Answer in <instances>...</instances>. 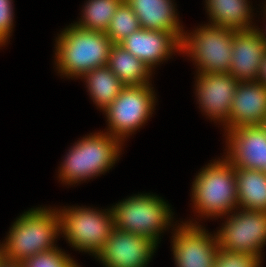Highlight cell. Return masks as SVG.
<instances>
[{"instance_id": "obj_14", "label": "cell", "mask_w": 266, "mask_h": 267, "mask_svg": "<svg viewBox=\"0 0 266 267\" xmlns=\"http://www.w3.org/2000/svg\"><path fill=\"white\" fill-rule=\"evenodd\" d=\"M119 45L143 61L154 72L173 54L181 53V40L170 32L140 29L124 38Z\"/></svg>"}, {"instance_id": "obj_28", "label": "cell", "mask_w": 266, "mask_h": 267, "mask_svg": "<svg viewBox=\"0 0 266 267\" xmlns=\"http://www.w3.org/2000/svg\"><path fill=\"white\" fill-rule=\"evenodd\" d=\"M263 6H264L263 7L264 8L263 14H265V15H263V17H265V19H266V3ZM255 28L259 32L260 37L266 42V26H265V31H264V29H260L258 26H255Z\"/></svg>"}, {"instance_id": "obj_22", "label": "cell", "mask_w": 266, "mask_h": 267, "mask_svg": "<svg viewBox=\"0 0 266 267\" xmlns=\"http://www.w3.org/2000/svg\"><path fill=\"white\" fill-rule=\"evenodd\" d=\"M124 0H86L79 21L73 24L90 31L106 32L113 15Z\"/></svg>"}, {"instance_id": "obj_12", "label": "cell", "mask_w": 266, "mask_h": 267, "mask_svg": "<svg viewBox=\"0 0 266 267\" xmlns=\"http://www.w3.org/2000/svg\"><path fill=\"white\" fill-rule=\"evenodd\" d=\"M157 247L148 238L115 228L95 259L103 267H147Z\"/></svg>"}, {"instance_id": "obj_19", "label": "cell", "mask_w": 266, "mask_h": 267, "mask_svg": "<svg viewBox=\"0 0 266 267\" xmlns=\"http://www.w3.org/2000/svg\"><path fill=\"white\" fill-rule=\"evenodd\" d=\"M107 66L124 86L151 84L153 72L119 44H113L108 56Z\"/></svg>"}, {"instance_id": "obj_13", "label": "cell", "mask_w": 266, "mask_h": 267, "mask_svg": "<svg viewBox=\"0 0 266 267\" xmlns=\"http://www.w3.org/2000/svg\"><path fill=\"white\" fill-rule=\"evenodd\" d=\"M224 134V157L234 167L266 172V130L261 125L238 127Z\"/></svg>"}, {"instance_id": "obj_10", "label": "cell", "mask_w": 266, "mask_h": 267, "mask_svg": "<svg viewBox=\"0 0 266 267\" xmlns=\"http://www.w3.org/2000/svg\"><path fill=\"white\" fill-rule=\"evenodd\" d=\"M195 221V222H194ZM172 230V254L176 267H213L218 253L215 233L196 220L180 221Z\"/></svg>"}, {"instance_id": "obj_9", "label": "cell", "mask_w": 266, "mask_h": 267, "mask_svg": "<svg viewBox=\"0 0 266 267\" xmlns=\"http://www.w3.org/2000/svg\"><path fill=\"white\" fill-rule=\"evenodd\" d=\"M230 214L221 217H226V220L215 232L218 247L263 258L262 249L266 245V211L237 208Z\"/></svg>"}, {"instance_id": "obj_20", "label": "cell", "mask_w": 266, "mask_h": 267, "mask_svg": "<svg viewBox=\"0 0 266 267\" xmlns=\"http://www.w3.org/2000/svg\"><path fill=\"white\" fill-rule=\"evenodd\" d=\"M237 183L238 208L266 211V172L234 167Z\"/></svg>"}, {"instance_id": "obj_7", "label": "cell", "mask_w": 266, "mask_h": 267, "mask_svg": "<svg viewBox=\"0 0 266 267\" xmlns=\"http://www.w3.org/2000/svg\"><path fill=\"white\" fill-rule=\"evenodd\" d=\"M232 40L233 30L204 24L183 33L181 54L191 58L196 73H229Z\"/></svg>"}, {"instance_id": "obj_24", "label": "cell", "mask_w": 266, "mask_h": 267, "mask_svg": "<svg viewBox=\"0 0 266 267\" xmlns=\"http://www.w3.org/2000/svg\"><path fill=\"white\" fill-rule=\"evenodd\" d=\"M23 267H81L60 247L38 253L22 262Z\"/></svg>"}, {"instance_id": "obj_11", "label": "cell", "mask_w": 266, "mask_h": 267, "mask_svg": "<svg viewBox=\"0 0 266 267\" xmlns=\"http://www.w3.org/2000/svg\"><path fill=\"white\" fill-rule=\"evenodd\" d=\"M195 96L199 109L210 121L224 128L230 119V109L238 81L229 73H197ZM221 123V124H220Z\"/></svg>"}, {"instance_id": "obj_18", "label": "cell", "mask_w": 266, "mask_h": 267, "mask_svg": "<svg viewBox=\"0 0 266 267\" xmlns=\"http://www.w3.org/2000/svg\"><path fill=\"white\" fill-rule=\"evenodd\" d=\"M205 10L210 25L233 31H246L255 28L253 11L248 0H205ZM252 13V14H251Z\"/></svg>"}, {"instance_id": "obj_31", "label": "cell", "mask_w": 266, "mask_h": 267, "mask_svg": "<svg viewBox=\"0 0 266 267\" xmlns=\"http://www.w3.org/2000/svg\"><path fill=\"white\" fill-rule=\"evenodd\" d=\"M261 126L266 130V118H265L264 122L261 124Z\"/></svg>"}, {"instance_id": "obj_21", "label": "cell", "mask_w": 266, "mask_h": 267, "mask_svg": "<svg viewBox=\"0 0 266 267\" xmlns=\"http://www.w3.org/2000/svg\"><path fill=\"white\" fill-rule=\"evenodd\" d=\"M80 79L86 82L91 100L101 111L116 99L124 87L107 65L90 70Z\"/></svg>"}, {"instance_id": "obj_6", "label": "cell", "mask_w": 266, "mask_h": 267, "mask_svg": "<svg viewBox=\"0 0 266 267\" xmlns=\"http://www.w3.org/2000/svg\"><path fill=\"white\" fill-rule=\"evenodd\" d=\"M63 238L73 249L95 257L115 229L111 208L94 209L87 206L57 208Z\"/></svg>"}, {"instance_id": "obj_15", "label": "cell", "mask_w": 266, "mask_h": 267, "mask_svg": "<svg viewBox=\"0 0 266 267\" xmlns=\"http://www.w3.org/2000/svg\"><path fill=\"white\" fill-rule=\"evenodd\" d=\"M265 55L266 42L256 28L233 31L229 74L238 82L258 81Z\"/></svg>"}, {"instance_id": "obj_3", "label": "cell", "mask_w": 266, "mask_h": 267, "mask_svg": "<svg viewBox=\"0 0 266 267\" xmlns=\"http://www.w3.org/2000/svg\"><path fill=\"white\" fill-rule=\"evenodd\" d=\"M124 143L104 131L87 134L74 142L58 167V178L65 185L104 175L116 164Z\"/></svg>"}, {"instance_id": "obj_30", "label": "cell", "mask_w": 266, "mask_h": 267, "mask_svg": "<svg viewBox=\"0 0 266 267\" xmlns=\"http://www.w3.org/2000/svg\"><path fill=\"white\" fill-rule=\"evenodd\" d=\"M5 254H4V250H3V247L0 243V266L4 263L5 261Z\"/></svg>"}, {"instance_id": "obj_16", "label": "cell", "mask_w": 266, "mask_h": 267, "mask_svg": "<svg viewBox=\"0 0 266 267\" xmlns=\"http://www.w3.org/2000/svg\"><path fill=\"white\" fill-rule=\"evenodd\" d=\"M266 118V86L259 81L239 82L232 100L226 130L259 126Z\"/></svg>"}, {"instance_id": "obj_23", "label": "cell", "mask_w": 266, "mask_h": 267, "mask_svg": "<svg viewBox=\"0 0 266 267\" xmlns=\"http://www.w3.org/2000/svg\"><path fill=\"white\" fill-rule=\"evenodd\" d=\"M141 29L140 22L132 8L124 0L113 15L105 34L113 44Z\"/></svg>"}, {"instance_id": "obj_17", "label": "cell", "mask_w": 266, "mask_h": 267, "mask_svg": "<svg viewBox=\"0 0 266 267\" xmlns=\"http://www.w3.org/2000/svg\"><path fill=\"white\" fill-rule=\"evenodd\" d=\"M136 14L141 29L174 33L183 38V25L174 0H125ZM175 4V5H174Z\"/></svg>"}, {"instance_id": "obj_26", "label": "cell", "mask_w": 266, "mask_h": 267, "mask_svg": "<svg viewBox=\"0 0 266 267\" xmlns=\"http://www.w3.org/2000/svg\"><path fill=\"white\" fill-rule=\"evenodd\" d=\"M13 0H0V47L8 44L14 28Z\"/></svg>"}, {"instance_id": "obj_8", "label": "cell", "mask_w": 266, "mask_h": 267, "mask_svg": "<svg viewBox=\"0 0 266 267\" xmlns=\"http://www.w3.org/2000/svg\"><path fill=\"white\" fill-rule=\"evenodd\" d=\"M151 84L124 86L103 114L107 119L106 133L123 143L150 120L156 106V93ZM127 137V138H126Z\"/></svg>"}, {"instance_id": "obj_4", "label": "cell", "mask_w": 266, "mask_h": 267, "mask_svg": "<svg viewBox=\"0 0 266 267\" xmlns=\"http://www.w3.org/2000/svg\"><path fill=\"white\" fill-rule=\"evenodd\" d=\"M221 158L210 161L193 179L191 205L200 219L221 218L238 208L234 166L223 156Z\"/></svg>"}, {"instance_id": "obj_1", "label": "cell", "mask_w": 266, "mask_h": 267, "mask_svg": "<svg viewBox=\"0 0 266 267\" xmlns=\"http://www.w3.org/2000/svg\"><path fill=\"white\" fill-rule=\"evenodd\" d=\"M52 208H31L16 218L1 244L7 261L22 263L38 253L58 247L60 216L57 208Z\"/></svg>"}, {"instance_id": "obj_5", "label": "cell", "mask_w": 266, "mask_h": 267, "mask_svg": "<svg viewBox=\"0 0 266 267\" xmlns=\"http://www.w3.org/2000/svg\"><path fill=\"white\" fill-rule=\"evenodd\" d=\"M111 212L117 230L130 232L160 244L161 234L175 228L171 205L151 193H138L112 205ZM176 223V224H172Z\"/></svg>"}, {"instance_id": "obj_27", "label": "cell", "mask_w": 266, "mask_h": 267, "mask_svg": "<svg viewBox=\"0 0 266 267\" xmlns=\"http://www.w3.org/2000/svg\"><path fill=\"white\" fill-rule=\"evenodd\" d=\"M258 81L266 86V55L262 61L261 70L259 72Z\"/></svg>"}, {"instance_id": "obj_29", "label": "cell", "mask_w": 266, "mask_h": 267, "mask_svg": "<svg viewBox=\"0 0 266 267\" xmlns=\"http://www.w3.org/2000/svg\"><path fill=\"white\" fill-rule=\"evenodd\" d=\"M0 267H23L22 263L5 260Z\"/></svg>"}, {"instance_id": "obj_2", "label": "cell", "mask_w": 266, "mask_h": 267, "mask_svg": "<svg viewBox=\"0 0 266 267\" xmlns=\"http://www.w3.org/2000/svg\"><path fill=\"white\" fill-rule=\"evenodd\" d=\"M57 35L54 67L61 77L78 80L90 70L107 65L113 43L104 32L71 23Z\"/></svg>"}, {"instance_id": "obj_25", "label": "cell", "mask_w": 266, "mask_h": 267, "mask_svg": "<svg viewBox=\"0 0 266 267\" xmlns=\"http://www.w3.org/2000/svg\"><path fill=\"white\" fill-rule=\"evenodd\" d=\"M262 261L255 254L234 253L219 248L213 267H262Z\"/></svg>"}]
</instances>
